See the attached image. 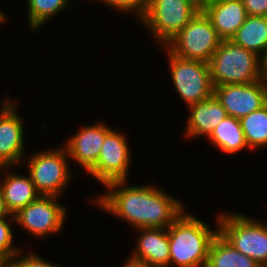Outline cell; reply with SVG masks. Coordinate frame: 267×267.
<instances>
[{"label":"cell","mask_w":267,"mask_h":267,"mask_svg":"<svg viewBox=\"0 0 267 267\" xmlns=\"http://www.w3.org/2000/svg\"><path fill=\"white\" fill-rule=\"evenodd\" d=\"M57 196L41 195L14 215L17 224L35 236H45L55 233L63 227L66 209L60 205Z\"/></svg>","instance_id":"10"},{"label":"cell","mask_w":267,"mask_h":267,"mask_svg":"<svg viewBox=\"0 0 267 267\" xmlns=\"http://www.w3.org/2000/svg\"><path fill=\"white\" fill-rule=\"evenodd\" d=\"M18 255L20 256V252L15 257L7 261L3 265V267H59L57 265L49 263V261H46L43 258L33 253L30 255L24 256L21 259H19ZM16 257H18L17 260L15 259Z\"/></svg>","instance_id":"25"},{"label":"cell","mask_w":267,"mask_h":267,"mask_svg":"<svg viewBox=\"0 0 267 267\" xmlns=\"http://www.w3.org/2000/svg\"><path fill=\"white\" fill-rule=\"evenodd\" d=\"M190 116L186 126V135L189 137H209L224 118L228 116L227 111L215 95L210 98L189 106Z\"/></svg>","instance_id":"16"},{"label":"cell","mask_w":267,"mask_h":267,"mask_svg":"<svg viewBox=\"0 0 267 267\" xmlns=\"http://www.w3.org/2000/svg\"><path fill=\"white\" fill-rule=\"evenodd\" d=\"M111 130L102 123L83 127L66 143L68 156L88 172L97 162L105 136Z\"/></svg>","instance_id":"14"},{"label":"cell","mask_w":267,"mask_h":267,"mask_svg":"<svg viewBox=\"0 0 267 267\" xmlns=\"http://www.w3.org/2000/svg\"><path fill=\"white\" fill-rule=\"evenodd\" d=\"M127 181H113L105 185L107 194L96 198L105 211L120 216L139 228H168L182 213L179 200L154 186H123ZM182 205V206H181Z\"/></svg>","instance_id":"1"},{"label":"cell","mask_w":267,"mask_h":267,"mask_svg":"<svg viewBox=\"0 0 267 267\" xmlns=\"http://www.w3.org/2000/svg\"><path fill=\"white\" fill-rule=\"evenodd\" d=\"M209 67L214 87L248 84L264 79L262 58L232 40L221 41L209 62Z\"/></svg>","instance_id":"3"},{"label":"cell","mask_w":267,"mask_h":267,"mask_svg":"<svg viewBox=\"0 0 267 267\" xmlns=\"http://www.w3.org/2000/svg\"><path fill=\"white\" fill-rule=\"evenodd\" d=\"M171 78L180 98L188 106L202 102L214 95L209 63L184 59L168 49Z\"/></svg>","instance_id":"7"},{"label":"cell","mask_w":267,"mask_h":267,"mask_svg":"<svg viewBox=\"0 0 267 267\" xmlns=\"http://www.w3.org/2000/svg\"><path fill=\"white\" fill-rule=\"evenodd\" d=\"M210 225L184 212L167 228L170 263L177 267H205L210 245L219 233V226Z\"/></svg>","instance_id":"2"},{"label":"cell","mask_w":267,"mask_h":267,"mask_svg":"<svg viewBox=\"0 0 267 267\" xmlns=\"http://www.w3.org/2000/svg\"><path fill=\"white\" fill-rule=\"evenodd\" d=\"M28 176L7 173L4 182H2L3 184H0L3 199L11 216H14L41 196L36 190L30 175Z\"/></svg>","instance_id":"17"},{"label":"cell","mask_w":267,"mask_h":267,"mask_svg":"<svg viewBox=\"0 0 267 267\" xmlns=\"http://www.w3.org/2000/svg\"><path fill=\"white\" fill-rule=\"evenodd\" d=\"M11 224L5 218H0V263L4 265L7 261L19 254L20 249L14 247ZM13 245V247H12Z\"/></svg>","instance_id":"23"},{"label":"cell","mask_w":267,"mask_h":267,"mask_svg":"<svg viewBox=\"0 0 267 267\" xmlns=\"http://www.w3.org/2000/svg\"><path fill=\"white\" fill-rule=\"evenodd\" d=\"M210 142L225 153H236L248 149L239 119L227 116L208 137Z\"/></svg>","instance_id":"20"},{"label":"cell","mask_w":267,"mask_h":267,"mask_svg":"<svg viewBox=\"0 0 267 267\" xmlns=\"http://www.w3.org/2000/svg\"><path fill=\"white\" fill-rule=\"evenodd\" d=\"M205 267H262L252 258L236 250L219 233L213 239Z\"/></svg>","instance_id":"19"},{"label":"cell","mask_w":267,"mask_h":267,"mask_svg":"<svg viewBox=\"0 0 267 267\" xmlns=\"http://www.w3.org/2000/svg\"><path fill=\"white\" fill-rule=\"evenodd\" d=\"M222 40H231L245 22L246 9L242 0H226L203 10Z\"/></svg>","instance_id":"15"},{"label":"cell","mask_w":267,"mask_h":267,"mask_svg":"<svg viewBox=\"0 0 267 267\" xmlns=\"http://www.w3.org/2000/svg\"><path fill=\"white\" fill-rule=\"evenodd\" d=\"M221 41L210 19L198 11L165 46L178 57L209 63Z\"/></svg>","instance_id":"5"},{"label":"cell","mask_w":267,"mask_h":267,"mask_svg":"<svg viewBox=\"0 0 267 267\" xmlns=\"http://www.w3.org/2000/svg\"><path fill=\"white\" fill-rule=\"evenodd\" d=\"M247 15L267 17V0H242Z\"/></svg>","instance_id":"26"},{"label":"cell","mask_w":267,"mask_h":267,"mask_svg":"<svg viewBox=\"0 0 267 267\" xmlns=\"http://www.w3.org/2000/svg\"><path fill=\"white\" fill-rule=\"evenodd\" d=\"M139 231L137 249L126 262L140 267H168L170 263L168 229L139 228Z\"/></svg>","instance_id":"13"},{"label":"cell","mask_w":267,"mask_h":267,"mask_svg":"<svg viewBox=\"0 0 267 267\" xmlns=\"http://www.w3.org/2000/svg\"><path fill=\"white\" fill-rule=\"evenodd\" d=\"M192 1L196 4V6L198 8V0H192Z\"/></svg>","instance_id":"32"},{"label":"cell","mask_w":267,"mask_h":267,"mask_svg":"<svg viewBox=\"0 0 267 267\" xmlns=\"http://www.w3.org/2000/svg\"><path fill=\"white\" fill-rule=\"evenodd\" d=\"M68 4V0H28V22L31 30L43 26Z\"/></svg>","instance_id":"22"},{"label":"cell","mask_w":267,"mask_h":267,"mask_svg":"<svg viewBox=\"0 0 267 267\" xmlns=\"http://www.w3.org/2000/svg\"><path fill=\"white\" fill-rule=\"evenodd\" d=\"M219 234L236 250L267 267V226L243 214L221 213Z\"/></svg>","instance_id":"4"},{"label":"cell","mask_w":267,"mask_h":267,"mask_svg":"<svg viewBox=\"0 0 267 267\" xmlns=\"http://www.w3.org/2000/svg\"><path fill=\"white\" fill-rule=\"evenodd\" d=\"M130 161L129 145L124 134L111 130L105 136L97 162L88 173L103 186L113 181H126Z\"/></svg>","instance_id":"9"},{"label":"cell","mask_w":267,"mask_h":267,"mask_svg":"<svg viewBox=\"0 0 267 267\" xmlns=\"http://www.w3.org/2000/svg\"><path fill=\"white\" fill-rule=\"evenodd\" d=\"M231 40L262 58L267 50V17L248 15Z\"/></svg>","instance_id":"18"},{"label":"cell","mask_w":267,"mask_h":267,"mask_svg":"<svg viewBox=\"0 0 267 267\" xmlns=\"http://www.w3.org/2000/svg\"><path fill=\"white\" fill-rule=\"evenodd\" d=\"M6 19V15L2 13V11H0V23L3 21L5 22Z\"/></svg>","instance_id":"30"},{"label":"cell","mask_w":267,"mask_h":267,"mask_svg":"<svg viewBox=\"0 0 267 267\" xmlns=\"http://www.w3.org/2000/svg\"><path fill=\"white\" fill-rule=\"evenodd\" d=\"M262 73L265 79H267V50L262 57Z\"/></svg>","instance_id":"29"},{"label":"cell","mask_w":267,"mask_h":267,"mask_svg":"<svg viewBox=\"0 0 267 267\" xmlns=\"http://www.w3.org/2000/svg\"><path fill=\"white\" fill-rule=\"evenodd\" d=\"M124 267H140V266L132 265V264L126 262Z\"/></svg>","instance_id":"31"},{"label":"cell","mask_w":267,"mask_h":267,"mask_svg":"<svg viewBox=\"0 0 267 267\" xmlns=\"http://www.w3.org/2000/svg\"><path fill=\"white\" fill-rule=\"evenodd\" d=\"M239 121L248 148L267 146V103Z\"/></svg>","instance_id":"21"},{"label":"cell","mask_w":267,"mask_h":267,"mask_svg":"<svg viewBox=\"0 0 267 267\" xmlns=\"http://www.w3.org/2000/svg\"><path fill=\"white\" fill-rule=\"evenodd\" d=\"M9 215H11V213L9 212V210L6 207L5 201L3 199V195L0 189V218H5L6 216L9 217Z\"/></svg>","instance_id":"27"},{"label":"cell","mask_w":267,"mask_h":267,"mask_svg":"<svg viewBox=\"0 0 267 267\" xmlns=\"http://www.w3.org/2000/svg\"><path fill=\"white\" fill-rule=\"evenodd\" d=\"M67 158L68 153L63 147L33 154L29 159L28 174L41 195L58 197L66 188L71 177Z\"/></svg>","instance_id":"8"},{"label":"cell","mask_w":267,"mask_h":267,"mask_svg":"<svg viewBox=\"0 0 267 267\" xmlns=\"http://www.w3.org/2000/svg\"><path fill=\"white\" fill-rule=\"evenodd\" d=\"M223 1H226V0H198V10L203 11L208 6L215 4V3L223 2Z\"/></svg>","instance_id":"28"},{"label":"cell","mask_w":267,"mask_h":267,"mask_svg":"<svg viewBox=\"0 0 267 267\" xmlns=\"http://www.w3.org/2000/svg\"><path fill=\"white\" fill-rule=\"evenodd\" d=\"M214 95L228 116L240 119L267 103V79L248 84H225L214 87Z\"/></svg>","instance_id":"11"},{"label":"cell","mask_w":267,"mask_h":267,"mask_svg":"<svg viewBox=\"0 0 267 267\" xmlns=\"http://www.w3.org/2000/svg\"><path fill=\"white\" fill-rule=\"evenodd\" d=\"M198 11L192 0H149L140 20L166 45Z\"/></svg>","instance_id":"6"},{"label":"cell","mask_w":267,"mask_h":267,"mask_svg":"<svg viewBox=\"0 0 267 267\" xmlns=\"http://www.w3.org/2000/svg\"><path fill=\"white\" fill-rule=\"evenodd\" d=\"M15 106L12 101L4 100L0 110V169L16 165L24 153V128Z\"/></svg>","instance_id":"12"},{"label":"cell","mask_w":267,"mask_h":267,"mask_svg":"<svg viewBox=\"0 0 267 267\" xmlns=\"http://www.w3.org/2000/svg\"><path fill=\"white\" fill-rule=\"evenodd\" d=\"M107 5L115 7V9L123 11H135L138 18L141 19L144 11L149 3V0H101Z\"/></svg>","instance_id":"24"}]
</instances>
